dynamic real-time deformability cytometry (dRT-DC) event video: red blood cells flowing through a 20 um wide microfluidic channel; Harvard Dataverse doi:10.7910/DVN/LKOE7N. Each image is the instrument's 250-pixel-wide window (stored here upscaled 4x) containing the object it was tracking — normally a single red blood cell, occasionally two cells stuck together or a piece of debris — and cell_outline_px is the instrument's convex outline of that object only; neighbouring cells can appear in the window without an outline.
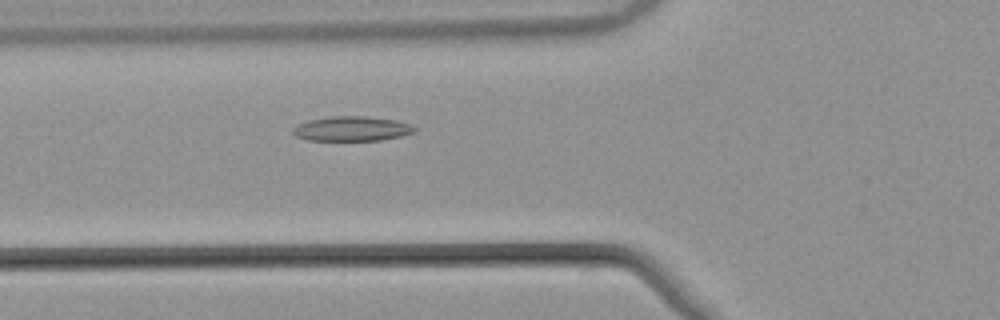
{"species": "common noctule bat (a hibernating species)", "species_latin": "Nyctalus noctula", "temperature_condition": "warm", "stored_images_in_passage": 51, "camera_frame_rate_fps": 3000, "um_per_image_px": 0.085, "animal": {"sex": "male", "body_mass_g": 21.5, "forearm_length_mm": 52.0}, "frame": {"image": 1, "passage_image": 18, "time_ms": 5.667, "image_size_px": [1000, 320], "cell_outline_px": [[416, 132], [400, 136], [380, 140], [308, 140], [296, 136], [292, 132], [292, 128], [296, 124], [308, 120], [332, 116], [368, 116], [396, 120], [412, 124], [416, 128]], "centroid_in_image_um": [29.91, 10.93], "position_along_channel_um": 95.9, "area_um2": 17.63}}
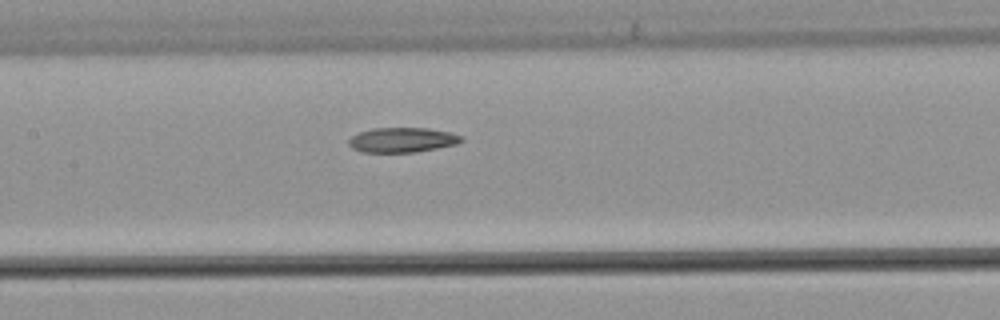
{"frame": {"image": 2, "passage_image": 24, "time_ms": 7.667, "image_size_px": [1000, 320], "cell_outline_px": [[464, 140], [456, 144], [416, 152], [360, 152], [352, 148], [348, 144], [348, 140], [352, 136], [360, 132], [372, 128], [428, 128], [448, 132], [464, 136]], "centroid_in_image_um": [34.18, 11.89], "position_along_channel_um": 173.2, "area_um2": 16.3}}
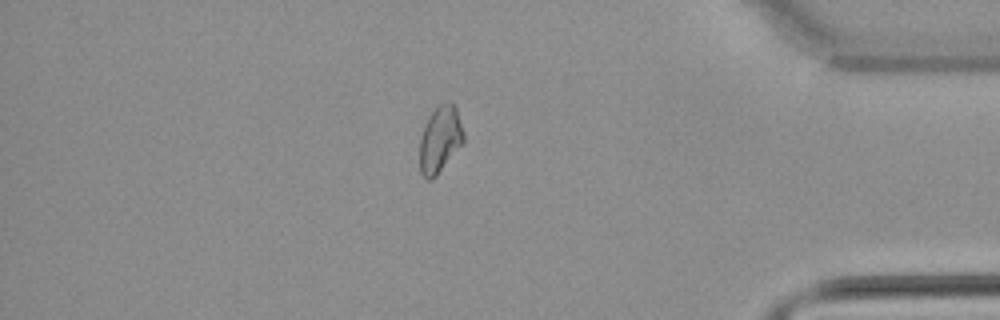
{"frame": {"image": 3, "passage_image": 44, "time_ms": 14.333, "image_size_px": [1000, 320], "cell_outline_px": [[464, 144], [436, 176], [432, 180], [428, 180], [420, 172], [420, 136], [424, 124], [428, 116], [440, 104], [452, 100], [456, 108], [464, 132]], "centroid_in_image_um": [37.42, 11.85], "position_along_channel_um": 397.8, "area_um2": 17.34}}